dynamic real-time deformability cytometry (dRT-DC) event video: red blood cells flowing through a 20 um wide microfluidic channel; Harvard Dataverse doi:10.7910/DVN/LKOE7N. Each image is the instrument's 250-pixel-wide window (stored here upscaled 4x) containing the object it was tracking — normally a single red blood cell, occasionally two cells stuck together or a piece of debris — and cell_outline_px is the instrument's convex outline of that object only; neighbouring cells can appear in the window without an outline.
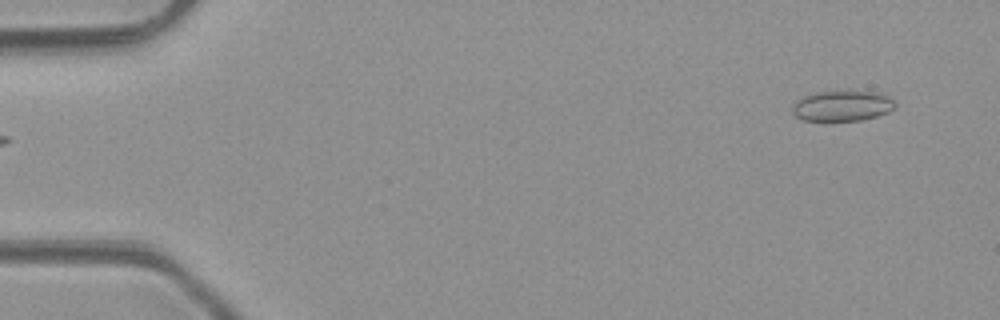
{"species": "common noctule bat (a hibernating species)", "species_latin": "Nyctalus noctula", "temperature_condition": "room temperature", "stored_images_in_passage": 2, "camera_frame_rate_fps": 3000, "um_per_image_px": 0.085, "animal": {"sex": "male", "body_mass_g": 23.1, "forearm_length_mm": 52.7}, "frame": {"image": 1, "passage_image": 2, "time_ms": 1.333, "image_size_px": [1000, 320], "cell_outline_px": [[896, 108], [888, 112], [876, 116], [860, 120], [804, 120], [796, 116], [792, 112], [792, 104], [796, 100], [804, 96], [816, 92], [848, 88], [880, 92], [888, 96], [896, 104]], "centroid_in_image_um": [71.62, 8.93], "position_along_channel_um": 13.4, "area_um2": 18.96}}